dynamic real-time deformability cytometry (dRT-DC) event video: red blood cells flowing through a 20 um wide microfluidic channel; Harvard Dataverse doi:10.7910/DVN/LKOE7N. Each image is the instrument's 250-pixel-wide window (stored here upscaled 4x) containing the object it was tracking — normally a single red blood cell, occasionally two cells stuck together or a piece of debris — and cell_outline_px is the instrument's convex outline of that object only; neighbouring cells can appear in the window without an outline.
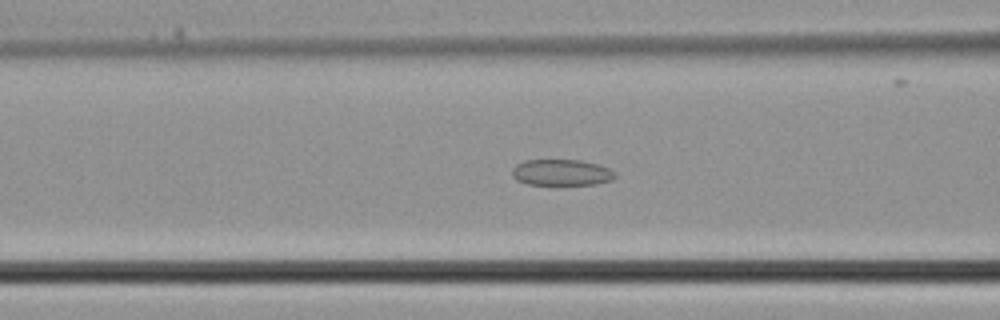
{"species": "common noctule bat (a hibernating species)", "species_latin": "Nyctalus noctula", "temperature_condition": "cold", "stored_images_in_passage": 37, "camera_frame_rate_fps": 3000, "um_per_image_px": 0.085, "animal": {"sex": "male", "body_mass_g": 21.5, "forearm_length_mm": 52.0}, "frame": {"image": 1, "passage_image": 14, "time_ms": 4.333, "image_size_px": [1000, 320], "cell_outline_px": [[616, 176], [612, 180], [596, 184], [528, 184], [516, 180], [512, 176], [512, 168], [516, 164], [524, 160], [580, 160], [596, 164], [608, 168], [616, 172]], "centroid_in_image_um": [47.71, 14.66], "position_along_channel_um": 118.9, "area_um2": 15.66}}
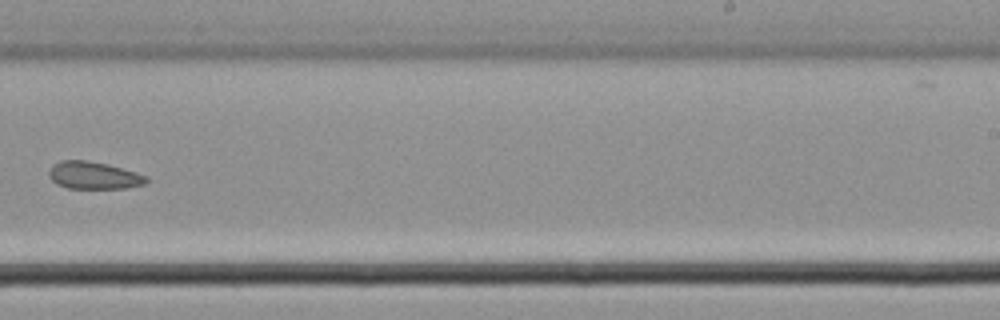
{"frame": {"image": 2, "passage_image": 23, "time_ms": 7.333, "image_size_px": [1000, 320], "cell_outline_px": [[148, 180], [144, 184], [128, 188], [68, 188], [56, 184], [48, 176], [48, 172], [52, 164], [60, 160], [88, 160], [108, 164], [148, 176]], "centroid_in_image_um": [7.94, 14.9], "position_along_channel_um": 281.1, "area_um2": 15.66}}
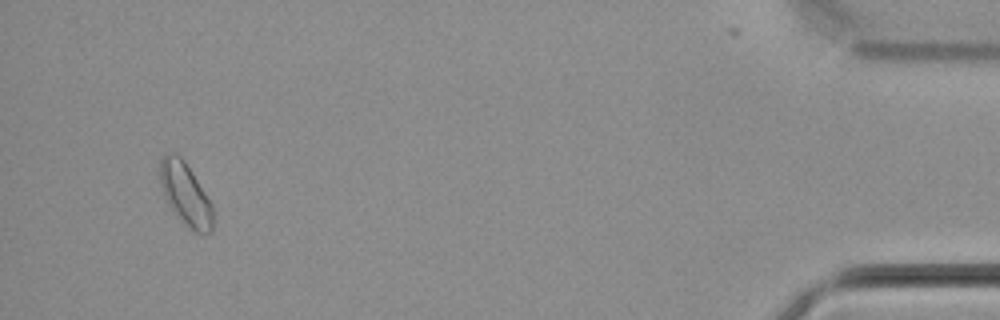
{"frame": {"image": 3, "passage_image": 35, "time_ms": 11.333, "image_size_px": [1000, 320], "cell_outline_px": [[212, 232], [196, 232], [180, 220], [168, 204], [164, 196], [160, 180], [160, 160], [164, 152], [176, 152], [184, 160], [192, 172], [212, 204]], "centroid_in_image_um": [15.73, 16.44], "position_along_channel_um": 419.5, "area_um2": 19.07}}